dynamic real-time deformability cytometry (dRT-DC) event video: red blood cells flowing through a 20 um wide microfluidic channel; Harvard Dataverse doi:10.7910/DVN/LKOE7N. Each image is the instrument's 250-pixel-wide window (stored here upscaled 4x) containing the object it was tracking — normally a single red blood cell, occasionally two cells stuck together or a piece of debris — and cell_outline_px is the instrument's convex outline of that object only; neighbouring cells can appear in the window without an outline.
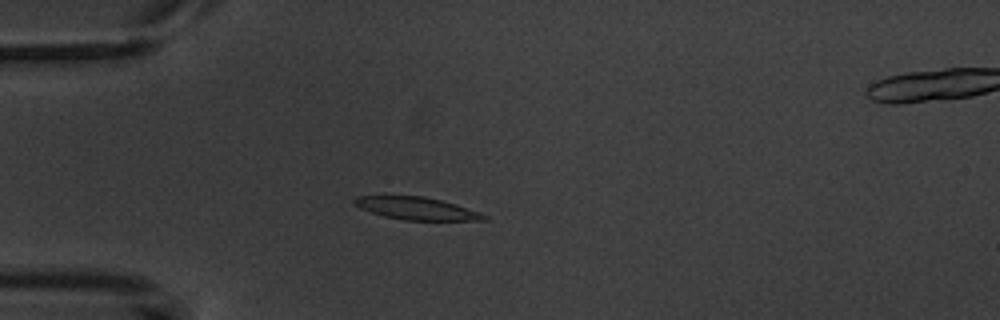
{"species": "common noctule bat (a hibernating species)", "species_latin": "Nyctalus noctula", "temperature_condition": "warm", "stored_images_in_passage": 6, "camera_frame_rate_fps": 3000, "um_per_image_px": 0.085, "animal": {"sex": "male", "body_mass_g": 20.1, "forearm_length_mm": 53.5}, "frame": {"image": 1, "passage_image": 5, "time_ms": 4.667, "image_size_px": [1000, 320], "cell_outline_px": [[488, 220], [404, 220], [384, 216], [360, 208], [352, 200], [356, 196], [384, 192], [424, 196], [456, 204], [480, 212], [488, 216]], "centroid_in_image_um": [35.3, 17.65], "position_along_channel_um": 49.7, "area_um2": 17.86}}